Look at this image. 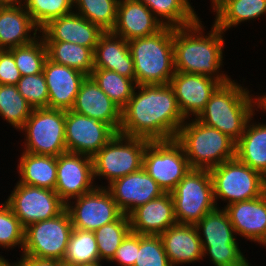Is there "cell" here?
<instances>
[{
	"instance_id": "6da1fadb",
	"label": "cell",
	"mask_w": 266,
	"mask_h": 266,
	"mask_svg": "<svg viewBox=\"0 0 266 266\" xmlns=\"http://www.w3.org/2000/svg\"><path fill=\"white\" fill-rule=\"evenodd\" d=\"M185 120L170 84H142L122 109L119 133L150 141L173 140Z\"/></svg>"
},
{
	"instance_id": "7a4b0ae2",
	"label": "cell",
	"mask_w": 266,
	"mask_h": 266,
	"mask_svg": "<svg viewBox=\"0 0 266 266\" xmlns=\"http://www.w3.org/2000/svg\"><path fill=\"white\" fill-rule=\"evenodd\" d=\"M201 20L187 27L173 28L175 71L207 75L222 84L228 83L231 76L221 70L225 60V32L212 24L206 33Z\"/></svg>"
},
{
	"instance_id": "3957f363",
	"label": "cell",
	"mask_w": 266,
	"mask_h": 266,
	"mask_svg": "<svg viewBox=\"0 0 266 266\" xmlns=\"http://www.w3.org/2000/svg\"><path fill=\"white\" fill-rule=\"evenodd\" d=\"M235 81L221 84L196 119L237 142L250 117L259 110L257 96L251 94L253 90Z\"/></svg>"
},
{
	"instance_id": "277c9868",
	"label": "cell",
	"mask_w": 266,
	"mask_h": 266,
	"mask_svg": "<svg viewBox=\"0 0 266 266\" xmlns=\"http://www.w3.org/2000/svg\"><path fill=\"white\" fill-rule=\"evenodd\" d=\"M175 140L183 147L190 167L211 170L236 156V142L196 118L186 119Z\"/></svg>"
},
{
	"instance_id": "5b68a950",
	"label": "cell",
	"mask_w": 266,
	"mask_h": 266,
	"mask_svg": "<svg viewBox=\"0 0 266 266\" xmlns=\"http://www.w3.org/2000/svg\"><path fill=\"white\" fill-rule=\"evenodd\" d=\"M134 62L135 83L169 84L175 71L173 28L128 41Z\"/></svg>"
},
{
	"instance_id": "8992f818",
	"label": "cell",
	"mask_w": 266,
	"mask_h": 266,
	"mask_svg": "<svg viewBox=\"0 0 266 266\" xmlns=\"http://www.w3.org/2000/svg\"><path fill=\"white\" fill-rule=\"evenodd\" d=\"M203 259L214 266H252L240 250L237 235L224 208L216 207L196 225Z\"/></svg>"
},
{
	"instance_id": "52a82bcc",
	"label": "cell",
	"mask_w": 266,
	"mask_h": 266,
	"mask_svg": "<svg viewBox=\"0 0 266 266\" xmlns=\"http://www.w3.org/2000/svg\"><path fill=\"white\" fill-rule=\"evenodd\" d=\"M150 140L129 137L116 133L92 158L94 180L106 179L107 187L114 180L134 173L142 168L145 148ZM97 178V179H96ZM104 185V186H103Z\"/></svg>"
},
{
	"instance_id": "ba28073f",
	"label": "cell",
	"mask_w": 266,
	"mask_h": 266,
	"mask_svg": "<svg viewBox=\"0 0 266 266\" xmlns=\"http://www.w3.org/2000/svg\"><path fill=\"white\" fill-rule=\"evenodd\" d=\"M216 206L258 198L266 192L263 175L240 162L236 157L209 170Z\"/></svg>"
},
{
	"instance_id": "9c48e42d",
	"label": "cell",
	"mask_w": 266,
	"mask_h": 266,
	"mask_svg": "<svg viewBox=\"0 0 266 266\" xmlns=\"http://www.w3.org/2000/svg\"><path fill=\"white\" fill-rule=\"evenodd\" d=\"M170 194L178 224L196 225L217 207L209 170L191 168Z\"/></svg>"
},
{
	"instance_id": "30bf717a",
	"label": "cell",
	"mask_w": 266,
	"mask_h": 266,
	"mask_svg": "<svg viewBox=\"0 0 266 266\" xmlns=\"http://www.w3.org/2000/svg\"><path fill=\"white\" fill-rule=\"evenodd\" d=\"M19 132L25 135V152L54 157L67 152L65 110L35 108Z\"/></svg>"
},
{
	"instance_id": "8fae6325",
	"label": "cell",
	"mask_w": 266,
	"mask_h": 266,
	"mask_svg": "<svg viewBox=\"0 0 266 266\" xmlns=\"http://www.w3.org/2000/svg\"><path fill=\"white\" fill-rule=\"evenodd\" d=\"M72 230L71 217L66 208L56 217L32 223L25 228L20 256L63 261Z\"/></svg>"
},
{
	"instance_id": "7c38bea8",
	"label": "cell",
	"mask_w": 266,
	"mask_h": 266,
	"mask_svg": "<svg viewBox=\"0 0 266 266\" xmlns=\"http://www.w3.org/2000/svg\"><path fill=\"white\" fill-rule=\"evenodd\" d=\"M142 168L164 192H171L191 169L183 147L175 139L150 141Z\"/></svg>"
},
{
	"instance_id": "4fadbf2b",
	"label": "cell",
	"mask_w": 266,
	"mask_h": 266,
	"mask_svg": "<svg viewBox=\"0 0 266 266\" xmlns=\"http://www.w3.org/2000/svg\"><path fill=\"white\" fill-rule=\"evenodd\" d=\"M16 183L5 202L24 228L32 223L56 217L66 208V204L55 190Z\"/></svg>"
},
{
	"instance_id": "5bb4252c",
	"label": "cell",
	"mask_w": 266,
	"mask_h": 266,
	"mask_svg": "<svg viewBox=\"0 0 266 266\" xmlns=\"http://www.w3.org/2000/svg\"><path fill=\"white\" fill-rule=\"evenodd\" d=\"M66 209L74 229L93 232L116 221L123 214L106 187H96L91 192L70 200Z\"/></svg>"
},
{
	"instance_id": "9a60e30c",
	"label": "cell",
	"mask_w": 266,
	"mask_h": 266,
	"mask_svg": "<svg viewBox=\"0 0 266 266\" xmlns=\"http://www.w3.org/2000/svg\"><path fill=\"white\" fill-rule=\"evenodd\" d=\"M117 132L108 124L65 111V143L67 152L93 157Z\"/></svg>"
},
{
	"instance_id": "2e32d148",
	"label": "cell",
	"mask_w": 266,
	"mask_h": 266,
	"mask_svg": "<svg viewBox=\"0 0 266 266\" xmlns=\"http://www.w3.org/2000/svg\"><path fill=\"white\" fill-rule=\"evenodd\" d=\"M95 183L92 157L70 152L57 156L55 191L65 204L99 187Z\"/></svg>"
},
{
	"instance_id": "e0dca14e",
	"label": "cell",
	"mask_w": 266,
	"mask_h": 266,
	"mask_svg": "<svg viewBox=\"0 0 266 266\" xmlns=\"http://www.w3.org/2000/svg\"><path fill=\"white\" fill-rule=\"evenodd\" d=\"M169 84L174 90L182 115L185 119H190L198 117L222 83L207 75L176 71Z\"/></svg>"
},
{
	"instance_id": "ac0fdd59",
	"label": "cell",
	"mask_w": 266,
	"mask_h": 266,
	"mask_svg": "<svg viewBox=\"0 0 266 266\" xmlns=\"http://www.w3.org/2000/svg\"><path fill=\"white\" fill-rule=\"evenodd\" d=\"M106 188L125 215L165 193L143 168L114 180Z\"/></svg>"
},
{
	"instance_id": "d6986e66",
	"label": "cell",
	"mask_w": 266,
	"mask_h": 266,
	"mask_svg": "<svg viewBox=\"0 0 266 266\" xmlns=\"http://www.w3.org/2000/svg\"><path fill=\"white\" fill-rule=\"evenodd\" d=\"M221 208L226 210L237 236L266 247V192Z\"/></svg>"
},
{
	"instance_id": "ffe728a7",
	"label": "cell",
	"mask_w": 266,
	"mask_h": 266,
	"mask_svg": "<svg viewBox=\"0 0 266 266\" xmlns=\"http://www.w3.org/2000/svg\"><path fill=\"white\" fill-rule=\"evenodd\" d=\"M48 88V108L71 110L82 81L86 78L83 72L57 63L48 58L43 66Z\"/></svg>"
},
{
	"instance_id": "44dd1931",
	"label": "cell",
	"mask_w": 266,
	"mask_h": 266,
	"mask_svg": "<svg viewBox=\"0 0 266 266\" xmlns=\"http://www.w3.org/2000/svg\"><path fill=\"white\" fill-rule=\"evenodd\" d=\"M72 111L110 125L119 133L122 109L113 102L91 76L82 81Z\"/></svg>"
},
{
	"instance_id": "7402d4cb",
	"label": "cell",
	"mask_w": 266,
	"mask_h": 266,
	"mask_svg": "<svg viewBox=\"0 0 266 266\" xmlns=\"http://www.w3.org/2000/svg\"><path fill=\"white\" fill-rule=\"evenodd\" d=\"M164 26L152 11L138 0H119L116 23L111 31L127 42L154 35Z\"/></svg>"
},
{
	"instance_id": "603a6c76",
	"label": "cell",
	"mask_w": 266,
	"mask_h": 266,
	"mask_svg": "<svg viewBox=\"0 0 266 266\" xmlns=\"http://www.w3.org/2000/svg\"><path fill=\"white\" fill-rule=\"evenodd\" d=\"M104 32L75 11L51 20L40 30L44 41L71 42L90 48L93 52Z\"/></svg>"
},
{
	"instance_id": "cb8c5ba5",
	"label": "cell",
	"mask_w": 266,
	"mask_h": 266,
	"mask_svg": "<svg viewBox=\"0 0 266 266\" xmlns=\"http://www.w3.org/2000/svg\"><path fill=\"white\" fill-rule=\"evenodd\" d=\"M128 216L131 231L140 235H161L177 224L170 192L138 206Z\"/></svg>"
},
{
	"instance_id": "d4e9b609",
	"label": "cell",
	"mask_w": 266,
	"mask_h": 266,
	"mask_svg": "<svg viewBox=\"0 0 266 266\" xmlns=\"http://www.w3.org/2000/svg\"><path fill=\"white\" fill-rule=\"evenodd\" d=\"M172 266L203 260L201 240L195 225L176 224L160 235Z\"/></svg>"
},
{
	"instance_id": "484cf974",
	"label": "cell",
	"mask_w": 266,
	"mask_h": 266,
	"mask_svg": "<svg viewBox=\"0 0 266 266\" xmlns=\"http://www.w3.org/2000/svg\"><path fill=\"white\" fill-rule=\"evenodd\" d=\"M39 36L40 29L23 5L0 7V50L29 44Z\"/></svg>"
},
{
	"instance_id": "4316f807",
	"label": "cell",
	"mask_w": 266,
	"mask_h": 266,
	"mask_svg": "<svg viewBox=\"0 0 266 266\" xmlns=\"http://www.w3.org/2000/svg\"><path fill=\"white\" fill-rule=\"evenodd\" d=\"M94 69L115 71L126 78L135 79L134 62L128 42L112 32H104L93 53Z\"/></svg>"
},
{
	"instance_id": "83f0119b",
	"label": "cell",
	"mask_w": 266,
	"mask_h": 266,
	"mask_svg": "<svg viewBox=\"0 0 266 266\" xmlns=\"http://www.w3.org/2000/svg\"><path fill=\"white\" fill-rule=\"evenodd\" d=\"M256 112L248 120L236 142V158L251 169L266 173V122H254Z\"/></svg>"
},
{
	"instance_id": "f1b7e54d",
	"label": "cell",
	"mask_w": 266,
	"mask_h": 266,
	"mask_svg": "<svg viewBox=\"0 0 266 266\" xmlns=\"http://www.w3.org/2000/svg\"><path fill=\"white\" fill-rule=\"evenodd\" d=\"M18 161V183L55 190L57 157L22 151Z\"/></svg>"
},
{
	"instance_id": "f546056e",
	"label": "cell",
	"mask_w": 266,
	"mask_h": 266,
	"mask_svg": "<svg viewBox=\"0 0 266 266\" xmlns=\"http://www.w3.org/2000/svg\"><path fill=\"white\" fill-rule=\"evenodd\" d=\"M212 12H215L213 24L226 32L266 15V0H224Z\"/></svg>"
},
{
	"instance_id": "4dcf8cb0",
	"label": "cell",
	"mask_w": 266,
	"mask_h": 266,
	"mask_svg": "<svg viewBox=\"0 0 266 266\" xmlns=\"http://www.w3.org/2000/svg\"><path fill=\"white\" fill-rule=\"evenodd\" d=\"M144 3L164 27L180 28L196 23L200 17L191 0H138ZM194 7V8H193Z\"/></svg>"
},
{
	"instance_id": "1f68e13d",
	"label": "cell",
	"mask_w": 266,
	"mask_h": 266,
	"mask_svg": "<svg viewBox=\"0 0 266 266\" xmlns=\"http://www.w3.org/2000/svg\"><path fill=\"white\" fill-rule=\"evenodd\" d=\"M47 58L54 63L65 65L90 76L94 69L93 51L85 46L64 41H44Z\"/></svg>"
},
{
	"instance_id": "d6a6232c",
	"label": "cell",
	"mask_w": 266,
	"mask_h": 266,
	"mask_svg": "<svg viewBox=\"0 0 266 266\" xmlns=\"http://www.w3.org/2000/svg\"><path fill=\"white\" fill-rule=\"evenodd\" d=\"M62 262L64 266L101 262L94 232L73 228Z\"/></svg>"
},
{
	"instance_id": "836d02e7",
	"label": "cell",
	"mask_w": 266,
	"mask_h": 266,
	"mask_svg": "<svg viewBox=\"0 0 266 266\" xmlns=\"http://www.w3.org/2000/svg\"><path fill=\"white\" fill-rule=\"evenodd\" d=\"M90 76L100 89L121 109L128 104L137 86L135 79L126 78L115 71L107 69H93Z\"/></svg>"
},
{
	"instance_id": "e575fe53",
	"label": "cell",
	"mask_w": 266,
	"mask_h": 266,
	"mask_svg": "<svg viewBox=\"0 0 266 266\" xmlns=\"http://www.w3.org/2000/svg\"><path fill=\"white\" fill-rule=\"evenodd\" d=\"M33 107L18 92L16 85H0V116L19 131L30 117Z\"/></svg>"
},
{
	"instance_id": "d590c367",
	"label": "cell",
	"mask_w": 266,
	"mask_h": 266,
	"mask_svg": "<svg viewBox=\"0 0 266 266\" xmlns=\"http://www.w3.org/2000/svg\"><path fill=\"white\" fill-rule=\"evenodd\" d=\"M74 11L98 26L111 32L116 23L119 0H73Z\"/></svg>"
},
{
	"instance_id": "8d00e7d4",
	"label": "cell",
	"mask_w": 266,
	"mask_h": 266,
	"mask_svg": "<svg viewBox=\"0 0 266 266\" xmlns=\"http://www.w3.org/2000/svg\"><path fill=\"white\" fill-rule=\"evenodd\" d=\"M131 231L128 215L122 214L116 221L94 231L101 262H109L123 239Z\"/></svg>"
},
{
	"instance_id": "74e56055",
	"label": "cell",
	"mask_w": 266,
	"mask_h": 266,
	"mask_svg": "<svg viewBox=\"0 0 266 266\" xmlns=\"http://www.w3.org/2000/svg\"><path fill=\"white\" fill-rule=\"evenodd\" d=\"M9 51L13 54L16 67L22 76L43 72L47 48L41 35L33 42L9 49Z\"/></svg>"
},
{
	"instance_id": "f35d334b",
	"label": "cell",
	"mask_w": 266,
	"mask_h": 266,
	"mask_svg": "<svg viewBox=\"0 0 266 266\" xmlns=\"http://www.w3.org/2000/svg\"><path fill=\"white\" fill-rule=\"evenodd\" d=\"M23 6L40 30L51 20L74 11L73 0H24Z\"/></svg>"
},
{
	"instance_id": "ab89813d",
	"label": "cell",
	"mask_w": 266,
	"mask_h": 266,
	"mask_svg": "<svg viewBox=\"0 0 266 266\" xmlns=\"http://www.w3.org/2000/svg\"><path fill=\"white\" fill-rule=\"evenodd\" d=\"M25 228L15 216L10 206L4 201L0 204V249H15L18 246L21 254L24 247Z\"/></svg>"
},
{
	"instance_id": "60d3db41",
	"label": "cell",
	"mask_w": 266,
	"mask_h": 266,
	"mask_svg": "<svg viewBox=\"0 0 266 266\" xmlns=\"http://www.w3.org/2000/svg\"><path fill=\"white\" fill-rule=\"evenodd\" d=\"M134 266H172L160 235H140Z\"/></svg>"
},
{
	"instance_id": "b9f144b4",
	"label": "cell",
	"mask_w": 266,
	"mask_h": 266,
	"mask_svg": "<svg viewBox=\"0 0 266 266\" xmlns=\"http://www.w3.org/2000/svg\"><path fill=\"white\" fill-rule=\"evenodd\" d=\"M16 87L33 109L48 108V88L43 72L22 76Z\"/></svg>"
},
{
	"instance_id": "7bdbcfd3",
	"label": "cell",
	"mask_w": 266,
	"mask_h": 266,
	"mask_svg": "<svg viewBox=\"0 0 266 266\" xmlns=\"http://www.w3.org/2000/svg\"><path fill=\"white\" fill-rule=\"evenodd\" d=\"M138 250L139 234L130 231L108 263L115 262L117 266H134Z\"/></svg>"
},
{
	"instance_id": "ee69618b",
	"label": "cell",
	"mask_w": 266,
	"mask_h": 266,
	"mask_svg": "<svg viewBox=\"0 0 266 266\" xmlns=\"http://www.w3.org/2000/svg\"><path fill=\"white\" fill-rule=\"evenodd\" d=\"M22 77L9 50L0 51V85H16Z\"/></svg>"
},
{
	"instance_id": "f6af8a7d",
	"label": "cell",
	"mask_w": 266,
	"mask_h": 266,
	"mask_svg": "<svg viewBox=\"0 0 266 266\" xmlns=\"http://www.w3.org/2000/svg\"><path fill=\"white\" fill-rule=\"evenodd\" d=\"M17 262L19 266H64L62 261L31 256H20Z\"/></svg>"
},
{
	"instance_id": "bcb514c9",
	"label": "cell",
	"mask_w": 266,
	"mask_h": 266,
	"mask_svg": "<svg viewBox=\"0 0 266 266\" xmlns=\"http://www.w3.org/2000/svg\"><path fill=\"white\" fill-rule=\"evenodd\" d=\"M261 94L260 96L259 94L257 95V109L260 110L259 112L266 113V93H261Z\"/></svg>"
},
{
	"instance_id": "7dc6e473",
	"label": "cell",
	"mask_w": 266,
	"mask_h": 266,
	"mask_svg": "<svg viewBox=\"0 0 266 266\" xmlns=\"http://www.w3.org/2000/svg\"><path fill=\"white\" fill-rule=\"evenodd\" d=\"M24 4V0H0V7H17Z\"/></svg>"
},
{
	"instance_id": "c3c4849f",
	"label": "cell",
	"mask_w": 266,
	"mask_h": 266,
	"mask_svg": "<svg viewBox=\"0 0 266 266\" xmlns=\"http://www.w3.org/2000/svg\"><path fill=\"white\" fill-rule=\"evenodd\" d=\"M0 266H19L18 265V262L15 261V262H9L8 259H3L1 262H0Z\"/></svg>"
},
{
	"instance_id": "681fc988",
	"label": "cell",
	"mask_w": 266,
	"mask_h": 266,
	"mask_svg": "<svg viewBox=\"0 0 266 266\" xmlns=\"http://www.w3.org/2000/svg\"><path fill=\"white\" fill-rule=\"evenodd\" d=\"M210 1H211V7H212V11H213L224 0H210Z\"/></svg>"
},
{
	"instance_id": "f907efd6",
	"label": "cell",
	"mask_w": 266,
	"mask_h": 266,
	"mask_svg": "<svg viewBox=\"0 0 266 266\" xmlns=\"http://www.w3.org/2000/svg\"><path fill=\"white\" fill-rule=\"evenodd\" d=\"M102 265H103L102 262H95V263H90V264H79L75 266H102Z\"/></svg>"
},
{
	"instance_id": "816d5d0a",
	"label": "cell",
	"mask_w": 266,
	"mask_h": 266,
	"mask_svg": "<svg viewBox=\"0 0 266 266\" xmlns=\"http://www.w3.org/2000/svg\"><path fill=\"white\" fill-rule=\"evenodd\" d=\"M4 259V256L0 254V262Z\"/></svg>"
},
{
	"instance_id": "f5cc1de1",
	"label": "cell",
	"mask_w": 266,
	"mask_h": 266,
	"mask_svg": "<svg viewBox=\"0 0 266 266\" xmlns=\"http://www.w3.org/2000/svg\"><path fill=\"white\" fill-rule=\"evenodd\" d=\"M263 177H264L265 184H266V173L263 175Z\"/></svg>"
}]
</instances>
